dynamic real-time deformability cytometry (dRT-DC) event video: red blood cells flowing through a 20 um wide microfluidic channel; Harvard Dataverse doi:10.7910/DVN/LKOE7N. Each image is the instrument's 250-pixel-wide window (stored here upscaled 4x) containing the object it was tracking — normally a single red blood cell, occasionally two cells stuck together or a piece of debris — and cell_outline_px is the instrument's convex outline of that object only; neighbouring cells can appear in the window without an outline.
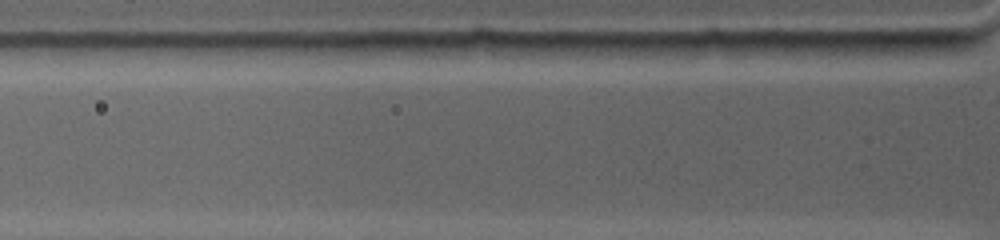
{"species": "common noctule bat (a hibernating species)", "species_latin": "Nyctalus noctula", "temperature_condition": "warm", "stored_images_in_passage": 2, "camera_frame_rate_fps": 4500, "um_per_image_px": 0.085, "animal": {"sex": "female", "body_mass_g": 19.0, "forearm_length_mm": 53.3}, "frame": {"image": 1, "passage_image": 2, "time_ms": 0.222, "image_size_px": [1000, 240], "cell_outline_px": [[736, 48], [728, 56], [640, 60], [636, 60], [600, 52], [592, 44], [704, 40], [728, 40], [736, 44]], "centroid_in_image_um": [56.84, 4.2], "position_along_channel_um": 69.0, "area_um2": 15.61}}